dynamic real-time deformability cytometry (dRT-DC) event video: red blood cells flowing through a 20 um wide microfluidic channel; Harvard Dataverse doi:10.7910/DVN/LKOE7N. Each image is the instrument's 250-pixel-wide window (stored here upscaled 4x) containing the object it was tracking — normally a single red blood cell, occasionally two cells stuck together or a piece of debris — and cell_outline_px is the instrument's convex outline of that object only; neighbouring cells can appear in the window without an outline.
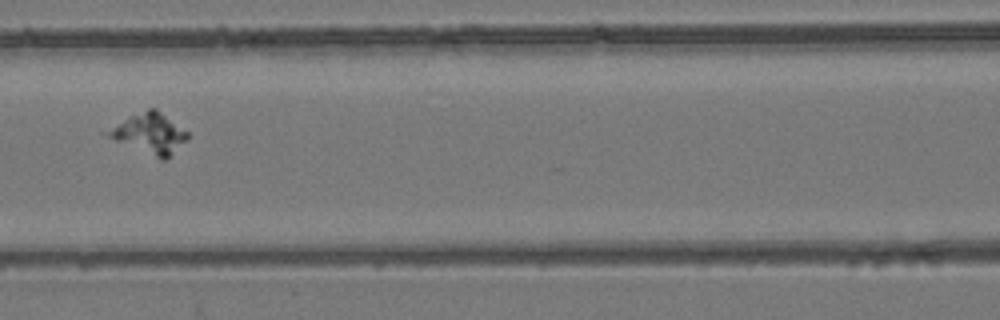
{"species": "common noctule bat (a hibernating species)", "species_latin": "Nyctalus noctula", "temperature_condition": "room temperature", "stored_images_in_passage": 9, "camera_frame_rate_fps": 3000, "um_per_image_px": 0.085, "animal": {"sex": "female", "body_mass_g": 24.6, "forearm_length_mm": 56.2}, "frame": {"image": 1, "passage_image": 6, "time_ms": 1.667, "image_size_px": [1000, 320], "cell_outline_px": [[188, 140], [168, 160], [160, 160], [116, 140], [100, 132], [148, 108], [156, 108], [188, 132]], "centroid_in_image_um": [12.76, 11.38], "position_along_channel_um": 153.8, "area_um2": 18.73}}
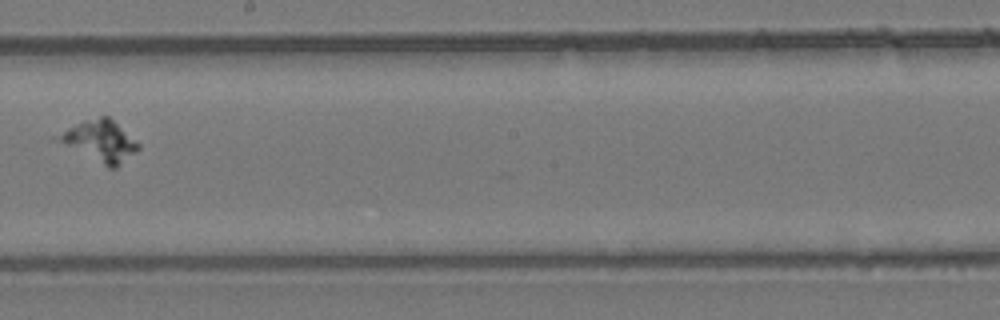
{"frame": {"image": 2, "passage_image": 8, "time_ms": 2.333, "image_size_px": [1000, 320], "cell_outline_px": [[140, 148], [116, 168], [108, 168], [52, 140], [48, 136], [84, 120], [100, 116], [108, 116], [140, 144]], "centroid_in_image_um": [8.38, 11.99], "position_along_channel_um": 239.8, "area_um2": 19.71}}
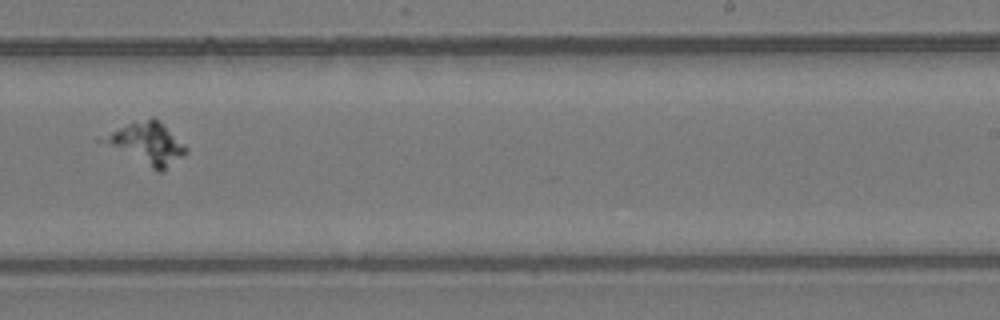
{"frame": {"image": 3, "passage_image": 9, "time_ms": 2.667, "image_size_px": [1000, 320], "cell_outline_px": [[188, 152], [160, 172], [96, 140], [128, 124], [152, 116], [160, 120], [188, 148]], "centroid_in_image_um": [12.51, 12.17], "position_along_channel_um": 276.5, "area_um2": 19.65}}